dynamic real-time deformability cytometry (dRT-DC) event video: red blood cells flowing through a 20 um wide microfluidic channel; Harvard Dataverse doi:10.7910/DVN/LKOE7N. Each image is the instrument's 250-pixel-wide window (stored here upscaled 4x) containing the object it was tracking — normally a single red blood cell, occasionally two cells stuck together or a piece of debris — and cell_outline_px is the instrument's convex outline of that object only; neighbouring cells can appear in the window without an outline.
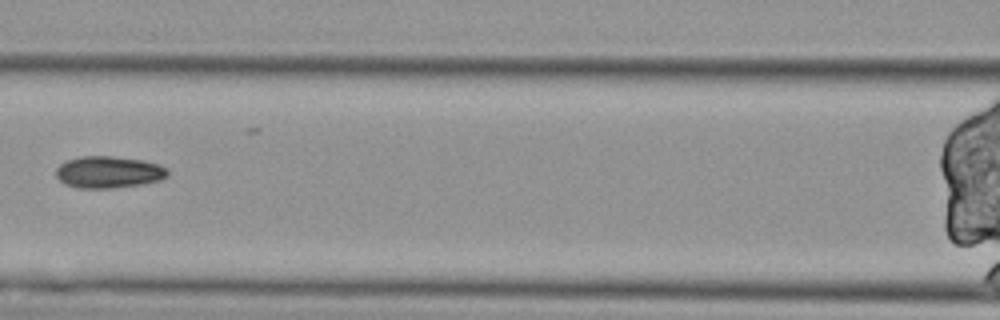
{"species": "Egyptian fruit bat (a non-hibernating species)", "species_latin": "Rousettus aegyptiacus", "temperature_condition": "cold", "stored_images_in_passage": 11, "segment_of_instrument_passage": [2, 2], "camera_frame_rate_fps": 3000, "um_per_image_px": 0.085, "animal": {"sex": "female"}, "frame": {"image": 1, "passage_image": 3, "time_ms": 0.667, "image_size_px": [1000, 320], "cell_outline_px": [[168, 176], [160, 180], [140, 184], [112, 188], [80, 188], [64, 184], [56, 176], [56, 168], [64, 160], [80, 156], [112, 156], [144, 160], [160, 164], [168, 168]], "centroid_in_image_um": [9.23, 14.61], "position_along_channel_um": 157.4, "area_um2": 20.92}}
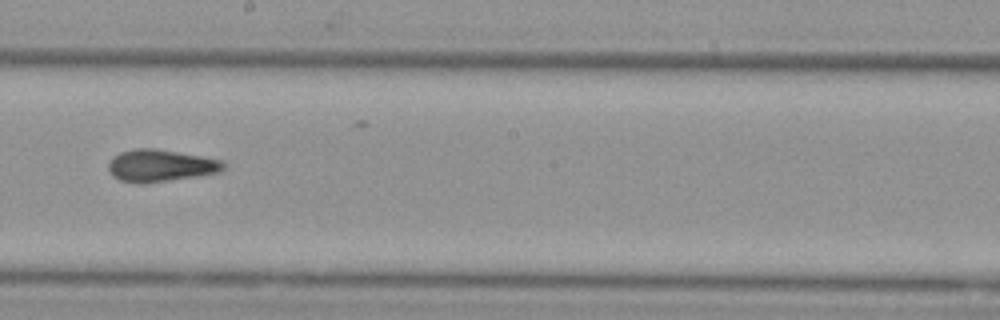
{"frame": {"image": 2, "passage_image": 5, "time_ms": 1.333, "image_size_px": [1000, 320], "cell_outline_px": [[224, 168], [220, 172], [196, 176], [144, 184], [136, 184], [120, 180], [112, 176], [108, 172], [108, 164], [112, 156], [120, 152], [132, 148], [156, 148], [224, 160]], "centroid_in_image_um": [13.59, 14.07], "position_along_channel_um": 234.6, "area_um2": 21.85}}
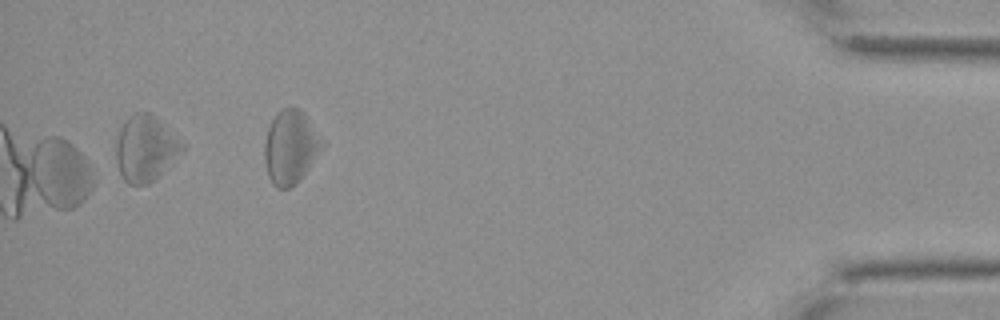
{"frame": {"image": 3, "passage_image": 10, "time_ms": 3.0, "image_size_px": [1000, 320], "cell_outline_px": [[184, 152], [148, 184], [128, 184], [124, 180], [120, 172], [116, 160], [116, 140], [120, 128], [128, 116], [136, 112], [148, 112], [184, 144]], "centroid_in_image_um": [12.34, 12.63], "position_along_channel_um": 422.9, "area_um2": 24.91}}